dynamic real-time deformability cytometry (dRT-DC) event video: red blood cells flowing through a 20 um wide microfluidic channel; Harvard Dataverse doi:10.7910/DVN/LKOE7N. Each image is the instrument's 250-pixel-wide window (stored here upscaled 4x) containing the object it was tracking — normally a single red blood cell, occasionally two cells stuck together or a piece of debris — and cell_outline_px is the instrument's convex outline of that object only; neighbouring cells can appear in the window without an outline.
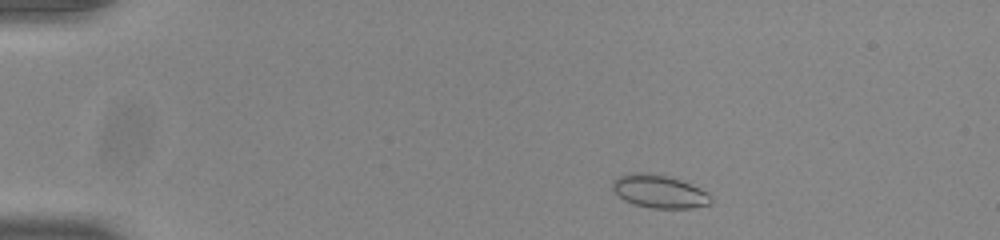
{"species": "common noctule bat (a hibernating species)", "species_latin": "Nyctalus noctula", "temperature_condition": "room temperature", "stored_images_in_passage": 48, "camera_frame_rate_fps": 3000, "um_per_image_px": 0.085, "animal": {"sex": "male", "body_mass_g": 20.0, "forearm_length_mm": 53.3}, "frame": {"image": 1, "passage_image": 4, "time_ms": 1.0, "image_size_px": [1000, 240], "cell_outline_px": [[712, 204], [692, 208], [652, 208], [632, 204], [624, 200], [612, 188], [612, 180], [616, 176], [632, 172], [648, 172], [668, 176], [680, 180], [700, 188], [708, 192], [712, 200]], "centroid_in_image_um": [56.02, 16.26], "position_along_channel_um": 29.0, "area_um2": 19.19}}
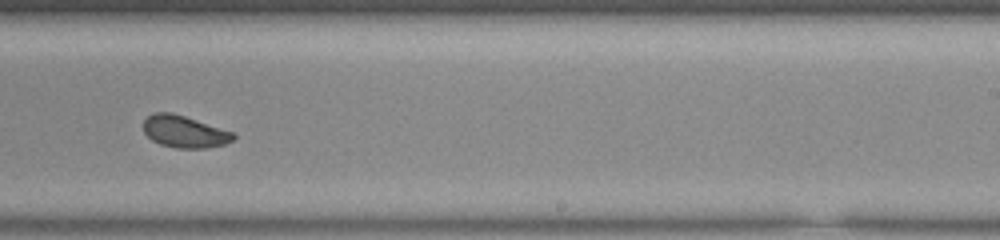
{"frame": {"image": 2, "passage_image": 29, "time_ms": 9.333, "image_size_px": [1000, 240], "cell_outline_px": [[236, 136], [232, 140], [224, 144], [208, 148], [176, 148], [160, 144], [152, 140], [144, 132], [144, 120], [148, 116], [156, 112], [172, 112], [236, 132]], "centroid_in_image_um": [15.71, 11.19], "position_along_channel_um": 273.3, "area_um2": 16.88}}
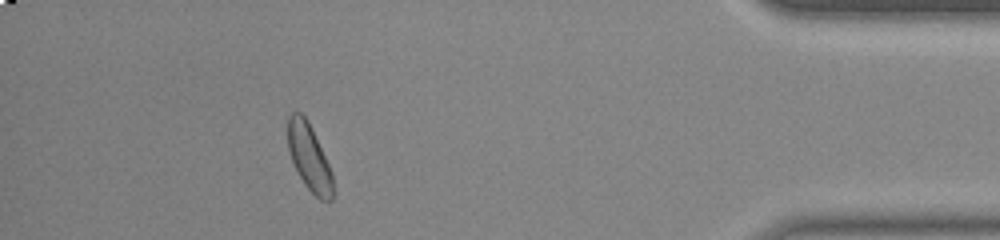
{"frame": {"image": 3, "passage_image": 43, "time_ms": 14.0, "image_size_px": [1000, 240], "cell_outline_px": [[332, 200], [320, 200], [304, 184], [292, 160], [288, 148], [288, 116], [292, 112], [300, 112], [304, 116], [332, 172]], "centroid_in_image_um": [26.26, 13.39], "position_along_channel_um": 408.9, "area_um2": 16.7}, "authors_computed_cell_mechanics": {"area_um2": 17.6001, "velocity_mm_per_s": 3.8786, "shape_relaxation_time_tau1_ms": 7.0648, "shape_relaxation_time_tau2_ms": 1.1533, "deformation_change_tau1": 0.1287, "deformation_change_tau2": 0.0556}}